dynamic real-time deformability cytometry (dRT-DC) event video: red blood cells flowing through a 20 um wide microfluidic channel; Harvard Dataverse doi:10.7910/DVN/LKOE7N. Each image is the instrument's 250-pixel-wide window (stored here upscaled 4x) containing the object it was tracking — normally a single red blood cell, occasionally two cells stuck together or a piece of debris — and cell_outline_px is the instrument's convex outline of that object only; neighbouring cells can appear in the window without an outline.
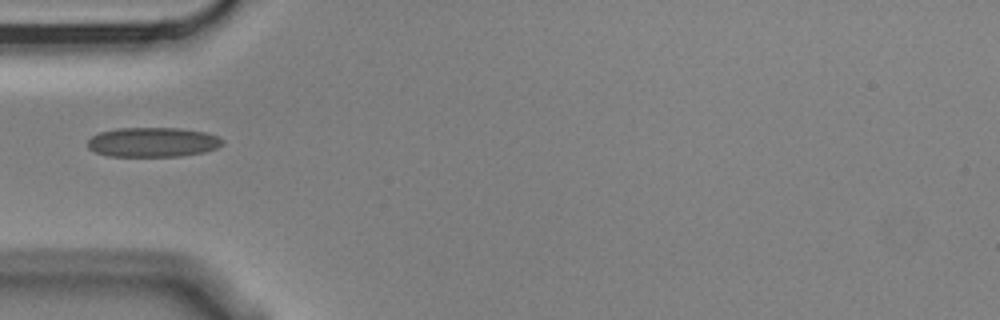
{"species": "Egyptian fruit bat (a non-hibernating species)", "species_latin": "Rousettus aegyptiacus", "temperature_condition": "cold", "stored_images_in_passage": 4, "camera_frame_rate_fps": 3000, "um_per_image_px": 0.085, "animal": {"sex": "male"}, "frame": {"image": 1, "passage_image": 1, "time_ms": 0.0, "image_size_px": [1000, 320], "cell_outline_px": [[224, 144], [216, 148], [204, 152], [180, 156], [108, 156], [96, 152], [88, 148], [88, 140], [92, 136], [100, 132], [116, 128], [180, 128], [204, 132], [216, 136], [224, 140]], "centroid_in_image_um": [12.99, 12.08], "position_along_channel_um": 72.0, "area_um2": 23.24}}
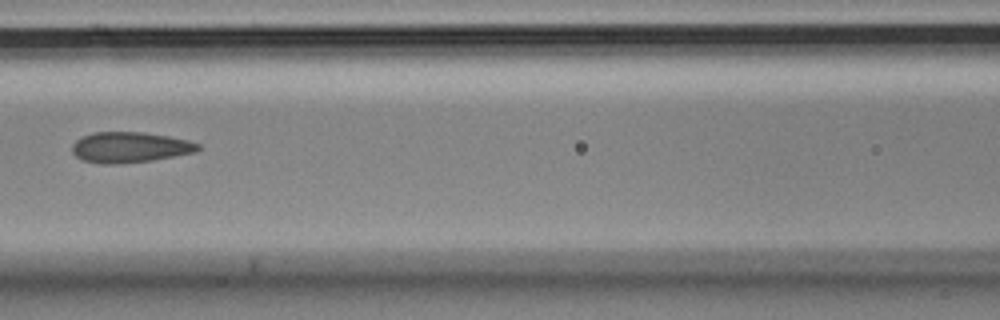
{"frame": {"image": 2, "passage_image": 3, "time_ms": 0.667, "image_size_px": [1000, 320], "cell_outline_px": [[200, 148], [196, 152], [152, 160], [116, 164], [104, 164], [84, 160], [76, 156], [72, 152], [72, 144], [76, 140], [92, 132], [144, 132], [168, 136], [188, 140], [200, 144]], "centroid_in_image_um": [11.04, 12.51], "position_along_channel_um": 155.6, "area_um2": 22.37}}
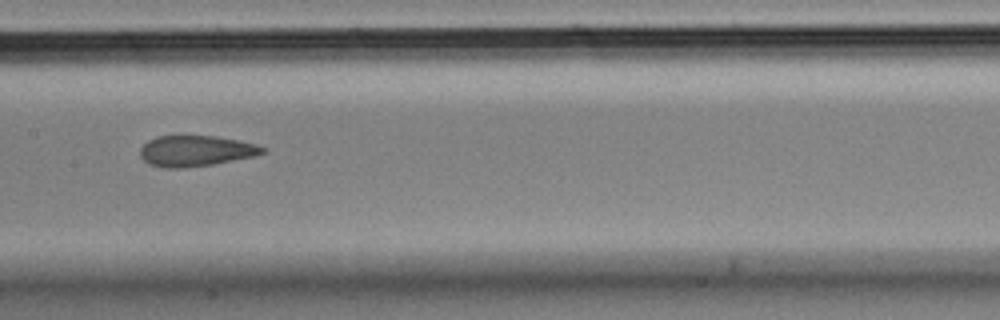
{"frame": {"image": 3, "passage_image": 4, "time_ms": 1.0, "image_size_px": [1000, 320], "cell_outline_px": [[268, 148], [264, 152], [256, 156], [212, 164], [180, 168], [164, 168], [148, 164], [140, 156], [140, 148], [148, 140], [156, 136], [216, 136], [240, 140], [256, 144]], "centroid_in_image_um": [16.65, 12.82], "position_along_channel_um": 190.8, "area_um2": 22.08}}